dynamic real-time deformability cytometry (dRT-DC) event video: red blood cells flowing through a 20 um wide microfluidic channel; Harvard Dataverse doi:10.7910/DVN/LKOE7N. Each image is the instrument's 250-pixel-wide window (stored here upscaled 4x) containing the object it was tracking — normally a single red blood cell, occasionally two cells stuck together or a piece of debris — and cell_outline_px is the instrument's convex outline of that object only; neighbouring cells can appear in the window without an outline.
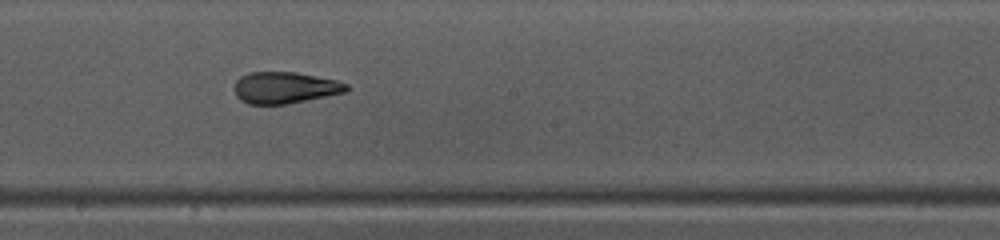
{"species": "common noctule bat (a hibernating species)", "species_latin": "Nyctalus noctula", "temperature_condition": "warm", "stored_images_in_passage": 33, "camera_frame_rate_fps": 3000, "um_per_image_px": 0.085, "animal": {"sex": "female", "body_mass_g": 10.0, "forearm_length_mm": 53.1}, "frame": {"image": 1, "passage_image": 15, "time_ms": 4.667, "image_size_px": [1000, 240], "cell_outline_px": [[348, 92], [288, 104], [248, 104], [240, 100], [236, 96], [236, 80], [240, 76], [248, 72], [296, 72], [336, 80], [348, 84]], "centroid_in_image_um": [24.23, 7.45], "position_along_channel_um": 224.0, "area_um2": 20.69}, "authors_computed_cell_mechanics": {"area_um2": 20.9236, "velocity_mm_per_s": 4.0829, "shape_relaxation_time_tau1_ms": 11.2415, "shape_relaxation_time_tau2_ms": 1.6897, "deformation_change_tau1": 0.2885, "deformation_change_tau2": 0.1012}}